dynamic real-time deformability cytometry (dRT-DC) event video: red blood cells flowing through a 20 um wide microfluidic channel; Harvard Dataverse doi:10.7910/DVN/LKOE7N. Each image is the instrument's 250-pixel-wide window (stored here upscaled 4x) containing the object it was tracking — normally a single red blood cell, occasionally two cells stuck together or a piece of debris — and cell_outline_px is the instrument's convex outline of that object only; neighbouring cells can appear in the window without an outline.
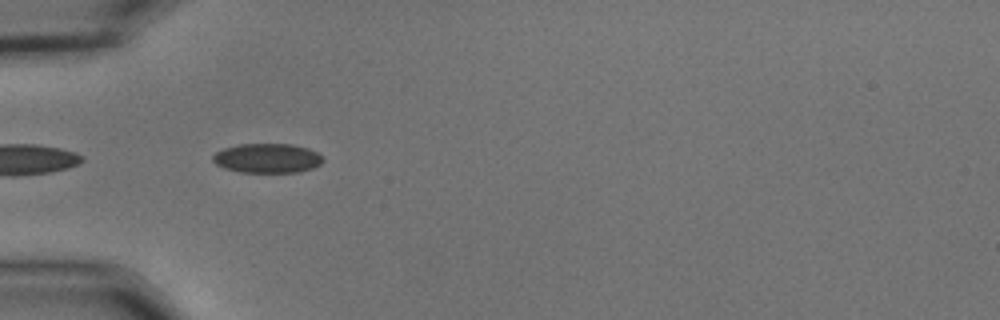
{"species": "common noctule bat (a hibernating species)", "species_latin": "Nyctalus noctula", "temperature_condition": "cold", "stored_images_in_passage": 5, "camera_frame_rate_fps": 3000, "um_per_image_px": 0.085, "animal": {"sex": "male", "body_mass_g": 15.6}, "frame": {"image": 1, "passage_image": 2, "time_ms": 0.333, "image_size_px": [1000, 320], "cell_outline_px": [[324, 160], [320, 164], [312, 168], [300, 172], [240, 172], [224, 168], [216, 164], [212, 160], [212, 156], [216, 152], [224, 148], [240, 144], [292, 144], [308, 148], [324, 156]], "centroid_in_image_um": [22.73, 13.44], "position_along_channel_um": 62.3, "area_um2": 18.96}}